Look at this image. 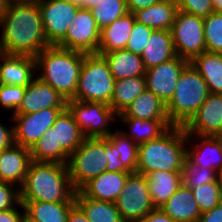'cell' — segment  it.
<instances>
[{"instance_id":"obj_27","label":"cell","mask_w":222,"mask_h":222,"mask_svg":"<svg viewBox=\"0 0 222 222\" xmlns=\"http://www.w3.org/2000/svg\"><path fill=\"white\" fill-rule=\"evenodd\" d=\"M118 118H139L152 120H169L165 103L151 91L145 90L134 100Z\"/></svg>"},{"instance_id":"obj_13","label":"cell","mask_w":222,"mask_h":222,"mask_svg":"<svg viewBox=\"0 0 222 222\" xmlns=\"http://www.w3.org/2000/svg\"><path fill=\"white\" fill-rule=\"evenodd\" d=\"M65 108H46L35 113L12 115L14 143L31 149L44 133L53 126Z\"/></svg>"},{"instance_id":"obj_53","label":"cell","mask_w":222,"mask_h":222,"mask_svg":"<svg viewBox=\"0 0 222 222\" xmlns=\"http://www.w3.org/2000/svg\"><path fill=\"white\" fill-rule=\"evenodd\" d=\"M8 2L9 0H0V17L2 16V13L6 10Z\"/></svg>"},{"instance_id":"obj_29","label":"cell","mask_w":222,"mask_h":222,"mask_svg":"<svg viewBox=\"0 0 222 222\" xmlns=\"http://www.w3.org/2000/svg\"><path fill=\"white\" fill-rule=\"evenodd\" d=\"M128 125L129 131L120 130L125 136L129 137L137 145L146 143L150 140L159 138L170 127H172L169 120H152L139 118H117ZM129 132V134H128Z\"/></svg>"},{"instance_id":"obj_49","label":"cell","mask_w":222,"mask_h":222,"mask_svg":"<svg viewBox=\"0 0 222 222\" xmlns=\"http://www.w3.org/2000/svg\"><path fill=\"white\" fill-rule=\"evenodd\" d=\"M161 0H126L129 13H134L138 10L145 9Z\"/></svg>"},{"instance_id":"obj_14","label":"cell","mask_w":222,"mask_h":222,"mask_svg":"<svg viewBox=\"0 0 222 222\" xmlns=\"http://www.w3.org/2000/svg\"><path fill=\"white\" fill-rule=\"evenodd\" d=\"M190 62L176 56L158 66L146 70V89L167 105L174 95L178 79Z\"/></svg>"},{"instance_id":"obj_9","label":"cell","mask_w":222,"mask_h":222,"mask_svg":"<svg viewBox=\"0 0 222 222\" xmlns=\"http://www.w3.org/2000/svg\"><path fill=\"white\" fill-rule=\"evenodd\" d=\"M171 33L177 56L191 62L206 51L204 18L178 10Z\"/></svg>"},{"instance_id":"obj_21","label":"cell","mask_w":222,"mask_h":222,"mask_svg":"<svg viewBox=\"0 0 222 222\" xmlns=\"http://www.w3.org/2000/svg\"><path fill=\"white\" fill-rule=\"evenodd\" d=\"M161 209L176 222H198L201 212L190 188L183 184Z\"/></svg>"},{"instance_id":"obj_28","label":"cell","mask_w":222,"mask_h":222,"mask_svg":"<svg viewBox=\"0 0 222 222\" xmlns=\"http://www.w3.org/2000/svg\"><path fill=\"white\" fill-rule=\"evenodd\" d=\"M25 217L32 222H67L69 212L76 202L20 201Z\"/></svg>"},{"instance_id":"obj_42","label":"cell","mask_w":222,"mask_h":222,"mask_svg":"<svg viewBox=\"0 0 222 222\" xmlns=\"http://www.w3.org/2000/svg\"><path fill=\"white\" fill-rule=\"evenodd\" d=\"M178 10L206 18L214 12L212 0H176Z\"/></svg>"},{"instance_id":"obj_11","label":"cell","mask_w":222,"mask_h":222,"mask_svg":"<svg viewBox=\"0 0 222 222\" xmlns=\"http://www.w3.org/2000/svg\"><path fill=\"white\" fill-rule=\"evenodd\" d=\"M100 31L91 11L83 8L78 9L66 36L56 46L85 54L97 53Z\"/></svg>"},{"instance_id":"obj_22","label":"cell","mask_w":222,"mask_h":222,"mask_svg":"<svg viewBox=\"0 0 222 222\" xmlns=\"http://www.w3.org/2000/svg\"><path fill=\"white\" fill-rule=\"evenodd\" d=\"M177 56L171 30H153L141 54L146 70Z\"/></svg>"},{"instance_id":"obj_51","label":"cell","mask_w":222,"mask_h":222,"mask_svg":"<svg viewBox=\"0 0 222 222\" xmlns=\"http://www.w3.org/2000/svg\"><path fill=\"white\" fill-rule=\"evenodd\" d=\"M71 3H73L75 6H77L79 9H87V0H69Z\"/></svg>"},{"instance_id":"obj_26","label":"cell","mask_w":222,"mask_h":222,"mask_svg":"<svg viewBox=\"0 0 222 222\" xmlns=\"http://www.w3.org/2000/svg\"><path fill=\"white\" fill-rule=\"evenodd\" d=\"M105 57L115 81L132 77H145L146 68L141 55L122 49L98 53Z\"/></svg>"},{"instance_id":"obj_20","label":"cell","mask_w":222,"mask_h":222,"mask_svg":"<svg viewBox=\"0 0 222 222\" xmlns=\"http://www.w3.org/2000/svg\"><path fill=\"white\" fill-rule=\"evenodd\" d=\"M201 140L192 148L186 150V158L196 166L215 170L218 174L222 171V138L215 136H198ZM190 149V150H189Z\"/></svg>"},{"instance_id":"obj_30","label":"cell","mask_w":222,"mask_h":222,"mask_svg":"<svg viewBox=\"0 0 222 222\" xmlns=\"http://www.w3.org/2000/svg\"><path fill=\"white\" fill-rule=\"evenodd\" d=\"M190 63L203 77L211 94H222V53L204 51Z\"/></svg>"},{"instance_id":"obj_50","label":"cell","mask_w":222,"mask_h":222,"mask_svg":"<svg viewBox=\"0 0 222 222\" xmlns=\"http://www.w3.org/2000/svg\"><path fill=\"white\" fill-rule=\"evenodd\" d=\"M67 222H90V220L82 209L75 204L69 212Z\"/></svg>"},{"instance_id":"obj_25","label":"cell","mask_w":222,"mask_h":222,"mask_svg":"<svg viewBox=\"0 0 222 222\" xmlns=\"http://www.w3.org/2000/svg\"><path fill=\"white\" fill-rule=\"evenodd\" d=\"M146 176L148 190L155 208H161L183 184L182 171H153Z\"/></svg>"},{"instance_id":"obj_34","label":"cell","mask_w":222,"mask_h":222,"mask_svg":"<svg viewBox=\"0 0 222 222\" xmlns=\"http://www.w3.org/2000/svg\"><path fill=\"white\" fill-rule=\"evenodd\" d=\"M32 161L57 162L67 164L69 154L57 146L54 138V127L49 128L44 135L30 149Z\"/></svg>"},{"instance_id":"obj_17","label":"cell","mask_w":222,"mask_h":222,"mask_svg":"<svg viewBox=\"0 0 222 222\" xmlns=\"http://www.w3.org/2000/svg\"><path fill=\"white\" fill-rule=\"evenodd\" d=\"M0 84L27 86L37 72L36 58L28 55L3 54L0 56Z\"/></svg>"},{"instance_id":"obj_1","label":"cell","mask_w":222,"mask_h":222,"mask_svg":"<svg viewBox=\"0 0 222 222\" xmlns=\"http://www.w3.org/2000/svg\"><path fill=\"white\" fill-rule=\"evenodd\" d=\"M0 26L5 54L36 57L50 46L45 38L37 0H9L0 17Z\"/></svg>"},{"instance_id":"obj_47","label":"cell","mask_w":222,"mask_h":222,"mask_svg":"<svg viewBox=\"0 0 222 222\" xmlns=\"http://www.w3.org/2000/svg\"><path fill=\"white\" fill-rule=\"evenodd\" d=\"M20 208L23 210H20L22 214L17 211L18 208H16V206L15 208L6 211H0V222H22L23 218L25 217V210L22 203Z\"/></svg>"},{"instance_id":"obj_5","label":"cell","mask_w":222,"mask_h":222,"mask_svg":"<svg viewBox=\"0 0 222 222\" xmlns=\"http://www.w3.org/2000/svg\"><path fill=\"white\" fill-rule=\"evenodd\" d=\"M209 94L207 83L189 63L178 79L173 97L166 105L171 125L184 127Z\"/></svg>"},{"instance_id":"obj_12","label":"cell","mask_w":222,"mask_h":222,"mask_svg":"<svg viewBox=\"0 0 222 222\" xmlns=\"http://www.w3.org/2000/svg\"><path fill=\"white\" fill-rule=\"evenodd\" d=\"M43 30L49 45H57L65 36L78 7L69 0H37Z\"/></svg>"},{"instance_id":"obj_38","label":"cell","mask_w":222,"mask_h":222,"mask_svg":"<svg viewBox=\"0 0 222 222\" xmlns=\"http://www.w3.org/2000/svg\"><path fill=\"white\" fill-rule=\"evenodd\" d=\"M219 174L210 168L196 166L187 158L184 161L182 170V182L187 188H195L209 182H214Z\"/></svg>"},{"instance_id":"obj_55","label":"cell","mask_w":222,"mask_h":222,"mask_svg":"<svg viewBox=\"0 0 222 222\" xmlns=\"http://www.w3.org/2000/svg\"><path fill=\"white\" fill-rule=\"evenodd\" d=\"M4 54L3 48H2V42H1V36H0V56Z\"/></svg>"},{"instance_id":"obj_57","label":"cell","mask_w":222,"mask_h":222,"mask_svg":"<svg viewBox=\"0 0 222 222\" xmlns=\"http://www.w3.org/2000/svg\"><path fill=\"white\" fill-rule=\"evenodd\" d=\"M219 177L222 179V171H221V173L219 174Z\"/></svg>"},{"instance_id":"obj_33","label":"cell","mask_w":222,"mask_h":222,"mask_svg":"<svg viewBox=\"0 0 222 222\" xmlns=\"http://www.w3.org/2000/svg\"><path fill=\"white\" fill-rule=\"evenodd\" d=\"M146 90L145 77H132L115 81L110 106L116 114L122 113Z\"/></svg>"},{"instance_id":"obj_8","label":"cell","mask_w":222,"mask_h":222,"mask_svg":"<svg viewBox=\"0 0 222 222\" xmlns=\"http://www.w3.org/2000/svg\"><path fill=\"white\" fill-rule=\"evenodd\" d=\"M67 108L84 138L108 137L112 132L109 125L115 121L117 114L112 107L103 102L68 100Z\"/></svg>"},{"instance_id":"obj_36","label":"cell","mask_w":222,"mask_h":222,"mask_svg":"<svg viewBox=\"0 0 222 222\" xmlns=\"http://www.w3.org/2000/svg\"><path fill=\"white\" fill-rule=\"evenodd\" d=\"M107 138L117 148V154L123 162V166L130 173H135L138 163V145L120 130L112 132Z\"/></svg>"},{"instance_id":"obj_41","label":"cell","mask_w":222,"mask_h":222,"mask_svg":"<svg viewBox=\"0 0 222 222\" xmlns=\"http://www.w3.org/2000/svg\"><path fill=\"white\" fill-rule=\"evenodd\" d=\"M25 91V86L0 84V105L6 109H14L12 115L15 114L24 98Z\"/></svg>"},{"instance_id":"obj_10","label":"cell","mask_w":222,"mask_h":222,"mask_svg":"<svg viewBox=\"0 0 222 222\" xmlns=\"http://www.w3.org/2000/svg\"><path fill=\"white\" fill-rule=\"evenodd\" d=\"M115 205L124 222H138L155 209L146 176L137 172L131 173Z\"/></svg>"},{"instance_id":"obj_32","label":"cell","mask_w":222,"mask_h":222,"mask_svg":"<svg viewBox=\"0 0 222 222\" xmlns=\"http://www.w3.org/2000/svg\"><path fill=\"white\" fill-rule=\"evenodd\" d=\"M75 201L90 222H124L115 202L86 197L80 190L75 191Z\"/></svg>"},{"instance_id":"obj_40","label":"cell","mask_w":222,"mask_h":222,"mask_svg":"<svg viewBox=\"0 0 222 222\" xmlns=\"http://www.w3.org/2000/svg\"><path fill=\"white\" fill-rule=\"evenodd\" d=\"M153 30L154 29L135 21L125 49L137 55H141L146 47V44H148Z\"/></svg>"},{"instance_id":"obj_18","label":"cell","mask_w":222,"mask_h":222,"mask_svg":"<svg viewBox=\"0 0 222 222\" xmlns=\"http://www.w3.org/2000/svg\"><path fill=\"white\" fill-rule=\"evenodd\" d=\"M31 162L30 149L18 144L0 151V181L17 184L20 188Z\"/></svg>"},{"instance_id":"obj_24","label":"cell","mask_w":222,"mask_h":222,"mask_svg":"<svg viewBox=\"0 0 222 222\" xmlns=\"http://www.w3.org/2000/svg\"><path fill=\"white\" fill-rule=\"evenodd\" d=\"M135 17L132 13L118 18L100 31V43L97 53H109L125 49L131 35Z\"/></svg>"},{"instance_id":"obj_39","label":"cell","mask_w":222,"mask_h":222,"mask_svg":"<svg viewBox=\"0 0 222 222\" xmlns=\"http://www.w3.org/2000/svg\"><path fill=\"white\" fill-rule=\"evenodd\" d=\"M206 51L222 53V13L213 12L204 18Z\"/></svg>"},{"instance_id":"obj_7","label":"cell","mask_w":222,"mask_h":222,"mask_svg":"<svg viewBox=\"0 0 222 222\" xmlns=\"http://www.w3.org/2000/svg\"><path fill=\"white\" fill-rule=\"evenodd\" d=\"M107 160L104 137L84 138L67 161L68 175L74 190L79 191L91 179L105 172Z\"/></svg>"},{"instance_id":"obj_16","label":"cell","mask_w":222,"mask_h":222,"mask_svg":"<svg viewBox=\"0 0 222 222\" xmlns=\"http://www.w3.org/2000/svg\"><path fill=\"white\" fill-rule=\"evenodd\" d=\"M66 107L67 101L50 85L36 77L26 86L24 98L13 115L35 113L46 108Z\"/></svg>"},{"instance_id":"obj_4","label":"cell","mask_w":222,"mask_h":222,"mask_svg":"<svg viewBox=\"0 0 222 222\" xmlns=\"http://www.w3.org/2000/svg\"><path fill=\"white\" fill-rule=\"evenodd\" d=\"M37 77L50 85L66 101L75 96L84 53L56 45L44 48L36 57Z\"/></svg>"},{"instance_id":"obj_23","label":"cell","mask_w":222,"mask_h":222,"mask_svg":"<svg viewBox=\"0 0 222 222\" xmlns=\"http://www.w3.org/2000/svg\"><path fill=\"white\" fill-rule=\"evenodd\" d=\"M178 11L176 0H161L133 13L135 21L154 30H171Z\"/></svg>"},{"instance_id":"obj_19","label":"cell","mask_w":222,"mask_h":222,"mask_svg":"<svg viewBox=\"0 0 222 222\" xmlns=\"http://www.w3.org/2000/svg\"><path fill=\"white\" fill-rule=\"evenodd\" d=\"M130 172L105 171L87 182L80 191L89 198L115 202Z\"/></svg>"},{"instance_id":"obj_2","label":"cell","mask_w":222,"mask_h":222,"mask_svg":"<svg viewBox=\"0 0 222 222\" xmlns=\"http://www.w3.org/2000/svg\"><path fill=\"white\" fill-rule=\"evenodd\" d=\"M20 190V201L76 202L67 164L32 161Z\"/></svg>"},{"instance_id":"obj_31","label":"cell","mask_w":222,"mask_h":222,"mask_svg":"<svg viewBox=\"0 0 222 222\" xmlns=\"http://www.w3.org/2000/svg\"><path fill=\"white\" fill-rule=\"evenodd\" d=\"M53 127L57 146H62L69 155L78 148L84 139L78 124L67 107L57 116Z\"/></svg>"},{"instance_id":"obj_54","label":"cell","mask_w":222,"mask_h":222,"mask_svg":"<svg viewBox=\"0 0 222 222\" xmlns=\"http://www.w3.org/2000/svg\"><path fill=\"white\" fill-rule=\"evenodd\" d=\"M99 0H87V9H92L93 7L97 6V2Z\"/></svg>"},{"instance_id":"obj_44","label":"cell","mask_w":222,"mask_h":222,"mask_svg":"<svg viewBox=\"0 0 222 222\" xmlns=\"http://www.w3.org/2000/svg\"><path fill=\"white\" fill-rule=\"evenodd\" d=\"M104 149L105 152L108 153L109 158V160H107L106 171L129 172L123 166V162L119 159V155L117 154V148L107 137H104Z\"/></svg>"},{"instance_id":"obj_48","label":"cell","mask_w":222,"mask_h":222,"mask_svg":"<svg viewBox=\"0 0 222 222\" xmlns=\"http://www.w3.org/2000/svg\"><path fill=\"white\" fill-rule=\"evenodd\" d=\"M198 222H222V202L212 210L201 213Z\"/></svg>"},{"instance_id":"obj_56","label":"cell","mask_w":222,"mask_h":222,"mask_svg":"<svg viewBox=\"0 0 222 222\" xmlns=\"http://www.w3.org/2000/svg\"><path fill=\"white\" fill-rule=\"evenodd\" d=\"M22 222H32L29 219H27L26 217L23 218Z\"/></svg>"},{"instance_id":"obj_6","label":"cell","mask_w":222,"mask_h":222,"mask_svg":"<svg viewBox=\"0 0 222 222\" xmlns=\"http://www.w3.org/2000/svg\"><path fill=\"white\" fill-rule=\"evenodd\" d=\"M114 84L115 78L105 57L98 53H84L77 89L72 100L103 102L110 105Z\"/></svg>"},{"instance_id":"obj_3","label":"cell","mask_w":222,"mask_h":222,"mask_svg":"<svg viewBox=\"0 0 222 222\" xmlns=\"http://www.w3.org/2000/svg\"><path fill=\"white\" fill-rule=\"evenodd\" d=\"M191 139L183 127L172 126L159 138L138 145L136 172L147 175L160 170L182 171Z\"/></svg>"},{"instance_id":"obj_52","label":"cell","mask_w":222,"mask_h":222,"mask_svg":"<svg viewBox=\"0 0 222 222\" xmlns=\"http://www.w3.org/2000/svg\"><path fill=\"white\" fill-rule=\"evenodd\" d=\"M215 12L222 13V0H212Z\"/></svg>"},{"instance_id":"obj_43","label":"cell","mask_w":222,"mask_h":222,"mask_svg":"<svg viewBox=\"0 0 222 222\" xmlns=\"http://www.w3.org/2000/svg\"><path fill=\"white\" fill-rule=\"evenodd\" d=\"M15 205L21 206L19 187L12 183L0 181V211L15 208Z\"/></svg>"},{"instance_id":"obj_15","label":"cell","mask_w":222,"mask_h":222,"mask_svg":"<svg viewBox=\"0 0 222 222\" xmlns=\"http://www.w3.org/2000/svg\"><path fill=\"white\" fill-rule=\"evenodd\" d=\"M187 136L222 135V94H209L195 115L183 127Z\"/></svg>"},{"instance_id":"obj_37","label":"cell","mask_w":222,"mask_h":222,"mask_svg":"<svg viewBox=\"0 0 222 222\" xmlns=\"http://www.w3.org/2000/svg\"><path fill=\"white\" fill-rule=\"evenodd\" d=\"M201 213L212 210L222 202V180L218 177L214 182L191 189Z\"/></svg>"},{"instance_id":"obj_35","label":"cell","mask_w":222,"mask_h":222,"mask_svg":"<svg viewBox=\"0 0 222 222\" xmlns=\"http://www.w3.org/2000/svg\"><path fill=\"white\" fill-rule=\"evenodd\" d=\"M90 11L97 27L102 30L128 13L127 2L126 0H99L97 6Z\"/></svg>"},{"instance_id":"obj_46","label":"cell","mask_w":222,"mask_h":222,"mask_svg":"<svg viewBox=\"0 0 222 222\" xmlns=\"http://www.w3.org/2000/svg\"><path fill=\"white\" fill-rule=\"evenodd\" d=\"M14 143L13 125L9 128L0 123V151L11 147Z\"/></svg>"},{"instance_id":"obj_45","label":"cell","mask_w":222,"mask_h":222,"mask_svg":"<svg viewBox=\"0 0 222 222\" xmlns=\"http://www.w3.org/2000/svg\"><path fill=\"white\" fill-rule=\"evenodd\" d=\"M138 222H176L167 215L161 208L151 210Z\"/></svg>"}]
</instances>
